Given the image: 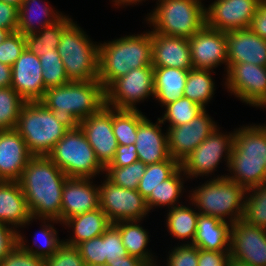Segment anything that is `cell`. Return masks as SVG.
Returning <instances> with one entry per match:
<instances>
[{
    "mask_svg": "<svg viewBox=\"0 0 266 266\" xmlns=\"http://www.w3.org/2000/svg\"><path fill=\"white\" fill-rule=\"evenodd\" d=\"M179 168L180 163L172 157L159 163L148 164L139 181L137 191L147 199L152 190H155L160 183L170 178Z\"/></svg>",
    "mask_w": 266,
    "mask_h": 266,
    "instance_id": "8d00e7d4",
    "label": "cell"
},
{
    "mask_svg": "<svg viewBox=\"0 0 266 266\" xmlns=\"http://www.w3.org/2000/svg\"><path fill=\"white\" fill-rule=\"evenodd\" d=\"M95 266H109L108 264H106V265H95Z\"/></svg>",
    "mask_w": 266,
    "mask_h": 266,
    "instance_id": "be15d7a7",
    "label": "cell"
},
{
    "mask_svg": "<svg viewBox=\"0 0 266 266\" xmlns=\"http://www.w3.org/2000/svg\"><path fill=\"white\" fill-rule=\"evenodd\" d=\"M26 101L12 88H0V130L15 129Z\"/></svg>",
    "mask_w": 266,
    "mask_h": 266,
    "instance_id": "ab89813d",
    "label": "cell"
},
{
    "mask_svg": "<svg viewBox=\"0 0 266 266\" xmlns=\"http://www.w3.org/2000/svg\"><path fill=\"white\" fill-rule=\"evenodd\" d=\"M168 254L166 266H198L199 248L195 245L181 243Z\"/></svg>",
    "mask_w": 266,
    "mask_h": 266,
    "instance_id": "bcb514c9",
    "label": "cell"
},
{
    "mask_svg": "<svg viewBox=\"0 0 266 266\" xmlns=\"http://www.w3.org/2000/svg\"><path fill=\"white\" fill-rule=\"evenodd\" d=\"M33 220L18 181H0V222L18 231Z\"/></svg>",
    "mask_w": 266,
    "mask_h": 266,
    "instance_id": "d4e9b609",
    "label": "cell"
},
{
    "mask_svg": "<svg viewBox=\"0 0 266 266\" xmlns=\"http://www.w3.org/2000/svg\"><path fill=\"white\" fill-rule=\"evenodd\" d=\"M229 252L231 259L251 266H266V229L242 219L232 224Z\"/></svg>",
    "mask_w": 266,
    "mask_h": 266,
    "instance_id": "2e32d148",
    "label": "cell"
},
{
    "mask_svg": "<svg viewBox=\"0 0 266 266\" xmlns=\"http://www.w3.org/2000/svg\"><path fill=\"white\" fill-rule=\"evenodd\" d=\"M68 230L72 229L70 239L63 240L69 245L77 246L83 241L101 236L112 224L106 214L99 207L96 210L85 212L82 215L66 219L63 223Z\"/></svg>",
    "mask_w": 266,
    "mask_h": 266,
    "instance_id": "83f0119b",
    "label": "cell"
},
{
    "mask_svg": "<svg viewBox=\"0 0 266 266\" xmlns=\"http://www.w3.org/2000/svg\"><path fill=\"white\" fill-rule=\"evenodd\" d=\"M218 127L206 109L189 123L168 127L167 142L169 154L181 163Z\"/></svg>",
    "mask_w": 266,
    "mask_h": 266,
    "instance_id": "5bb4252c",
    "label": "cell"
},
{
    "mask_svg": "<svg viewBox=\"0 0 266 266\" xmlns=\"http://www.w3.org/2000/svg\"><path fill=\"white\" fill-rule=\"evenodd\" d=\"M15 130L33 156H47L68 131L41 101H26L23 104Z\"/></svg>",
    "mask_w": 266,
    "mask_h": 266,
    "instance_id": "52a82bcc",
    "label": "cell"
},
{
    "mask_svg": "<svg viewBox=\"0 0 266 266\" xmlns=\"http://www.w3.org/2000/svg\"><path fill=\"white\" fill-rule=\"evenodd\" d=\"M210 70L191 69L188 72L183 96L199 104L206 109V105L213 98L215 81Z\"/></svg>",
    "mask_w": 266,
    "mask_h": 266,
    "instance_id": "e575fe53",
    "label": "cell"
},
{
    "mask_svg": "<svg viewBox=\"0 0 266 266\" xmlns=\"http://www.w3.org/2000/svg\"><path fill=\"white\" fill-rule=\"evenodd\" d=\"M151 54L153 67H174L188 71L193 69L188 38L152 32Z\"/></svg>",
    "mask_w": 266,
    "mask_h": 266,
    "instance_id": "603a6c76",
    "label": "cell"
},
{
    "mask_svg": "<svg viewBox=\"0 0 266 266\" xmlns=\"http://www.w3.org/2000/svg\"><path fill=\"white\" fill-rule=\"evenodd\" d=\"M261 0H214L205 7L206 26L219 31L250 28Z\"/></svg>",
    "mask_w": 266,
    "mask_h": 266,
    "instance_id": "9a60e30c",
    "label": "cell"
},
{
    "mask_svg": "<svg viewBox=\"0 0 266 266\" xmlns=\"http://www.w3.org/2000/svg\"><path fill=\"white\" fill-rule=\"evenodd\" d=\"M99 188L100 208L109 221H143L149 211L146 199L137 191L120 187L106 176ZM143 219V220H142Z\"/></svg>",
    "mask_w": 266,
    "mask_h": 266,
    "instance_id": "7c38bea8",
    "label": "cell"
},
{
    "mask_svg": "<svg viewBox=\"0 0 266 266\" xmlns=\"http://www.w3.org/2000/svg\"><path fill=\"white\" fill-rule=\"evenodd\" d=\"M85 266L106 265L104 257V233L77 245Z\"/></svg>",
    "mask_w": 266,
    "mask_h": 266,
    "instance_id": "ee69618b",
    "label": "cell"
},
{
    "mask_svg": "<svg viewBox=\"0 0 266 266\" xmlns=\"http://www.w3.org/2000/svg\"><path fill=\"white\" fill-rule=\"evenodd\" d=\"M57 52L70 81L98 79L99 43L91 41L77 22L62 31Z\"/></svg>",
    "mask_w": 266,
    "mask_h": 266,
    "instance_id": "ba28073f",
    "label": "cell"
},
{
    "mask_svg": "<svg viewBox=\"0 0 266 266\" xmlns=\"http://www.w3.org/2000/svg\"><path fill=\"white\" fill-rule=\"evenodd\" d=\"M45 266H85V264L78 247L63 241L57 251L45 259Z\"/></svg>",
    "mask_w": 266,
    "mask_h": 266,
    "instance_id": "f6af8a7d",
    "label": "cell"
},
{
    "mask_svg": "<svg viewBox=\"0 0 266 266\" xmlns=\"http://www.w3.org/2000/svg\"><path fill=\"white\" fill-rule=\"evenodd\" d=\"M0 1L12 4L18 8L21 6V3L23 2V0H0Z\"/></svg>",
    "mask_w": 266,
    "mask_h": 266,
    "instance_id": "94428289",
    "label": "cell"
},
{
    "mask_svg": "<svg viewBox=\"0 0 266 266\" xmlns=\"http://www.w3.org/2000/svg\"><path fill=\"white\" fill-rule=\"evenodd\" d=\"M138 160L135 144L118 145L114 159L106 167H126Z\"/></svg>",
    "mask_w": 266,
    "mask_h": 266,
    "instance_id": "816d5d0a",
    "label": "cell"
},
{
    "mask_svg": "<svg viewBox=\"0 0 266 266\" xmlns=\"http://www.w3.org/2000/svg\"><path fill=\"white\" fill-rule=\"evenodd\" d=\"M73 21L64 15L56 23L44 27L41 31L25 36L26 48L37 56H42L52 50H57L62 31Z\"/></svg>",
    "mask_w": 266,
    "mask_h": 266,
    "instance_id": "836d02e7",
    "label": "cell"
},
{
    "mask_svg": "<svg viewBox=\"0 0 266 266\" xmlns=\"http://www.w3.org/2000/svg\"><path fill=\"white\" fill-rule=\"evenodd\" d=\"M234 142V131L220 132L219 126L196 149H194L181 163L180 167L186 179L210 176L223 161L229 167V161Z\"/></svg>",
    "mask_w": 266,
    "mask_h": 266,
    "instance_id": "30bf717a",
    "label": "cell"
},
{
    "mask_svg": "<svg viewBox=\"0 0 266 266\" xmlns=\"http://www.w3.org/2000/svg\"><path fill=\"white\" fill-rule=\"evenodd\" d=\"M231 225L213 216L199 214L192 245L210 251H229Z\"/></svg>",
    "mask_w": 266,
    "mask_h": 266,
    "instance_id": "484cf974",
    "label": "cell"
},
{
    "mask_svg": "<svg viewBox=\"0 0 266 266\" xmlns=\"http://www.w3.org/2000/svg\"><path fill=\"white\" fill-rule=\"evenodd\" d=\"M146 166L138 160L126 167H105L104 174L110 181L120 187L137 190Z\"/></svg>",
    "mask_w": 266,
    "mask_h": 266,
    "instance_id": "b9f144b4",
    "label": "cell"
},
{
    "mask_svg": "<svg viewBox=\"0 0 266 266\" xmlns=\"http://www.w3.org/2000/svg\"><path fill=\"white\" fill-rule=\"evenodd\" d=\"M266 127L250 124L234 129L226 177L246 190L266 183Z\"/></svg>",
    "mask_w": 266,
    "mask_h": 266,
    "instance_id": "3957f363",
    "label": "cell"
},
{
    "mask_svg": "<svg viewBox=\"0 0 266 266\" xmlns=\"http://www.w3.org/2000/svg\"><path fill=\"white\" fill-rule=\"evenodd\" d=\"M0 266H45V259L24 251L17 244L1 260Z\"/></svg>",
    "mask_w": 266,
    "mask_h": 266,
    "instance_id": "c3c4849f",
    "label": "cell"
},
{
    "mask_svg": "<svg viewBox=\"0 0 266 266\" xmlns=\"http://www.w3.org/2000/svg\"><path fill=\"white\" fill-rule=\"evenodd\" d=\"M225 37L228 68L240 63L266 67V40L250 28L227 31Z\"/></svg>",
    "mask_w": 266,
    "mask_h": 266,
    "instance_id": "44dd1931",
    "label": "cell"
},
{
    "mask_svg": "<svg viewBox=\"0 0 266 266\" xmlns=\"http://www.w3.org/2000/svg\"><path fill=\"white\" fill-rule=\"evenodd\" d=\"M191 62L194 69L214 71L216 67L225 64L228 70L227 46L224 31L204 26L192 37L188 38Z\"/></svg>",
    "mask_w": 266,
    "mask_h": 266,
    "instance_id": "e0dca14e",
    "label": "cell"
},
{
    "mask_svg": "<svg viewBox=\"0 0 266 266\" xmlns=\"http://www.w3.org/2000/svg\"><path fill=\"white\" fill-rule=\"evenodd\" d=\"M128 253L122 243L119 230L111 224L104 232V257L106 264L114 262L117 257H125Z\"/></svg>",
    "mask_w": 266,
    "mask_h": 266,
    "instance_id": "7dc6e473",
    "label": "cell"
},
{
    "mask_svg": "<svg viewBox=\"0 0 266 266\" xmlns=\"http://www.w3.org/2000/svg\"><path fill=\"white\" fill-rule=\"evenodd\" d=\"M41 67L39 56L27 48L11 66V87L25 101H40L44 97L46 89Z\"/></svg>",
    "mask_w": 266,
    "mask_h": 266,
    "instance_id": "ffe728a7",
    "label": "cell"
},
{
    "mask_svg": "<svg viewBox=\"0 0 266 266\" xmlns=\"http://www.w3.org/2000/svg\"><path fill=\"white\" fill-rule=\"evenodd\" d=\"M164 108L163 117L161 116L159 119L163 125L168 121V127L189 123L204 110L199 104L186 97H181L175 102L164 106Z\"/></svg>",
    "mask_w": 266,
    "mask_h": 266,
    "instance_id": "f35d334b",
    "label": "cell"
},
{
    "mask_svg": "<svg viewBox=\"0 0 266 266\" xmlns=\"http://www.w3.org/2000/svg\"><path fill=\"white\" fill-rule=\"evenodd\" d=\"M41 0H23L18 8V32L27 36L44 27L50 26L59 21L64 15L62 12L54 10L48 2L40 5ZM46 3V4H45Z\"/></svg>",
    "mask_w": 266,
    "mask_h": 266,
    "instance_id": "4316f807",
    "label": "cell"
},
{
    "mask_svg": "<svg viewBox=\"0 0 266 266\" xmlns=\"http://www.w3.org/2000/svg\"><path fill=\"white\" fill-rule=\"evenodd\" d=\"M225 75V89L242 103L260 108L266 102V67L250 63L233 64Z\"/></svg>",
    "mask_w": 266,
    "mask_h": 266,
    "instance_id": "4fadbf2b",
    "label": "cell"
},
{
    "mask_svg": "<svg viewBox=\"0 0 266 266\" xmlns=\"http://www.w3.org/2000/svg\"><path fill=\"white\" fill-rule=\"evenodd\" d=\"M12 68L11 66L0 63V88L11 87Z\"/></svg>",
    "mask_w": 266,
    "mask_h": 266,
    "instance_id": "9f6ffc18",
    "label": "cell"
},
{
    "mask_svg": "<svg viewBox=\"0 0 266 266\" xmlns=\"http://www.w3.org/2000/svg\"><path fill=\"white\" fill-rule=\"evenodd\" d=\"M33 155L15 130H0V181H18Z\"/></svg>",
    "mask_w": 266,
    "mask_h": 266,
    "instance_id": "7402d4cb",
    "label": "cell"
},
{
    "mask_svg": "<svg viewBox=\"0 0 266 266\" xmlns=\"http://www.w3.org/2000/svg\"><path fill=\"white\" fill-rule=\"evenodd\" d=\"M47 156L67 177L94 179L105 172L80 127L68 130Z\"/></svg>",
    "mask_w": 266,
    "mask_h": 266,
    "instance_id": "9c48e42d",
    "label": "cell"
},
{
    "mask_svg": "<svg viewBox=\"0 0 266 266\" xmlns=\"http://www.w3.org/2000/svg\"><path fill=\"white\" fill-rule=\"evenodd\" d=\"M40 101L53 111L56 119L68 130H74L81 120L105 106V89L98 79L70 81L47 89Z\"/></svg>",
    "mask_w": 266,
    "mask_h": 266,
    "instance_id": "7a4b0ae2",
    "label": "cell"
},
{
    "mask_svg": "<svg viewBox=\"0 0 266 266\" xmlns=\"http://www.w3.org/2000/svg\"><path fill=\"white\" fill-rule=\"evenodd\" d=\"M146 118L138 110L112 109V128L118 145L135 144L138 125Z\"/></svg>",
    "mask_w": 266,
    "mask_h": 266,
    "instance_id": "d590c367",
    "label": "cell"
},
{
    "mask_svg": "<svg viewBox=\"0 0 266 266\" xmlns=\"http://www.w3.org/2000/svg\"><path fill=\"white\" fill-rule=\"evenodd\" d=\"M109 266H147L142 260L127 255L125 257H117L114 262L108 263Z\"/></svg>",
    "mask_w": 266,
    "mask_h": 266,
    "instance_id": "11a10c76",
    "label": "cell"
},
{
    "mask_svg": "<svg viewBox=\"0 0 266 266\" xmlns=\"http://www.w3.org/2000/svg\"><path fill=\"white\" fill-rule=\"evenodd\" d=\"M231 260L229 251L199 249L198 266H228Z\"/></svg>",
    "mask_w": 266,
    "mask_h": 266,
    "instance_id": "681fc988",
    "label": "cell"
},
{
    "mask_svg": "<svg viewBox=\"0 0 266 266\" xmlns=\"http://www.w3.org/2000/svg\"><path fill=\"white\" fill-rule=\"evenodd\" d=\"M0 28L10 32L18 30V7L0 1Z\"/></svg>",
    "mask_w": 266,
    "mask_h": 266,
    "instance_id": "f5cc1de1",
    "label": "cell"
},
{
    "mask_svg": "<svg viewBox=\"0 0 266 266\" xmlns=\"http://www.w3.org/2000/svg\"><path fill=\"white\" fill-rule=\"evenodd\" d=\"M154 98L162 107L184 97L188 70L174 67H153Z\"/></svg>",
    "mask_w": 266,
    "mask_h": 266,
    "instance_id": "f1b7e54d",
    "label": "cell"
},
{
    "mask_svg": "<svg viewBox=\"0 0 266 266\" xmlns=\"http://www.w3.org/2000/svg\"><path fill=\"white\" fill-rule=\"evenodd\" d=\"M216 177L189 191V203L196 206L199 214L234 224L243 218L247 190L226 174Z\"/></svg>",
    "mask_w": 266,
    "mask_h": 266,
    "instance_id": "5b68a950",
    "label": "cell"
},
{
    "mask_svg": "<svg viewBox=\"0 0 266 266\" xmlns=\"http://www.w3.org/2000/svg\"><path fill=\"white\" fill-rule=\"evenodd\" d=\"M250 29L266 40V2L261 1L254 15Z\"/></svg>",
    "mask_w": 266,
    "mask_h": 266,
    "instance_id": "db71d44e",
    "label": "cell"
},
{
    "mask_svg": "<svg viewBox=\"0 0 266 266\" xmlns=\"http://www.w3.org/2000/svg\"><path fill=\"white\" fill-rule=\"evenodd\" d=\"M203 0H157L147 14L151 32L165 36L190 38L206 25Z\"/></svg>",
    "mask_w": 266,
    "mask_h": 266,
    "instance_id": "8992f818",
    "label": "cell"
},
{
    "mask_svg": "<svg viewBox=\"0 0 266 266\" xmlns=\"http://www.w3.org/2000/svg\"><path fill=\"white\" fill-rule=\"evenodd\" d=\"M162 124L159 118L156 123H153L146 117L138 125L135 147L139 161L146 165L159 163L171 157L168 150L167 133H163Z\"/></svg>",
    "mask_w": 266,
    "mask_h": 266,
    "instance_id": "cb8c5ba5",
    "label": "cell"
},
{
    "mask_svg": "<svg viewBox=\"0 0 266 266\" xmlns=\"http://www.w3.org/2000/svg\"><path fill=\"white\" fill-rule=\"evenodd\" d=\"M92 180V181H91ZM100 207L99 188L92 178L68 177L62 190L61 225L71 217Z\"/></svg>",
    "mask_w": 266,
    "mask_h": 266,
    "instance_id": "d6986e66",
    "label": "cell"
},
{
    "mask_svg": "<svg viewBox=\"0 0 266 266\" xmlns=\"http://www.w3.org/2000/svg\"><path fill=\"white\" fill-rule=\"evenodd\" d=\"M195 209V210H194ZM196 208H191L185 206L182 203L173 208L168 209L166 214V227L167 231L175 239L188 240L184 241L187 243L183 244H192L196 235L197 230V220L199 217V212H196ZM190 240V241H189Z\"/></svg>",
    "mask_w": 266,
    "mask_h": 266,
    "instance_id": "4dcf8cb0",
    "label": "cell"
},
{
    "mask_svg": "<svg viewBox=\"0 0 266 266\" xmlns=\"http://www.w3.org/2000/svg\"><path fill=\"white\" fill-rule=\"evenodd\" d=\"M10 31L4 28H0V43L3 42L9 35Z\"/></svg>",
    "mask_w": 266,
    "mask_h": 266,
    "instance_id": "680465c9",
    "label": "cell"
},
{
    "mask_svg": "<svg viewBox=\"0 0 266 266\" xmlns=\"http://www.w3.org/2000/svg\"><path fill=\"white\" fill-rule=\"evenodd\" d=\"M67 178L48 156H33L30 159L18 183L31 218L54 219L61 224L62 190Z\"/></svg>",
    "mask_w": 266,
    "mask_h": 266,
    "instance_id": "6da1fadb",
    "label": "cell"
},
{
    "mask_svg": "<svg viewBox=\"0 0 266 266\" xmlns=\"http://www.w3.org/2000/svg\"><path fill=\"white\" fill-rule=\"evenodd\" d=\"M152 32L99 43L98 80L106 89L132 69L152 66Z\"/></svg>",
    "mask_w": 266,
    "mask_h": 266,
    "instance_id": "277c9868",
    "label": "cell"
},
{
    "mask_svg": "<svg viewBox=\"0 0 266 266\" xmlns=\"http://www.w3.org/2000/svg\"><path fill=\"white\" fill-rule=\"evenodd\" d=\"M143 1L145 2L146 0H112V2H114L113 5L117 6V8H119V6L125 7V5L129 6V5H134V4L137 5L139 3L141 4Z\"/></svg>",
    "mask_w": 266,
    "mask_h": 266,
    "instance_id": "6f0895ef",
    "label": "cell"
},
{
    "mask_svg": "<svg viewBox=\"0 0 266 266\" xmlns=\"http://www.w3.org/2000/svg\"><path fill=\"white\" fill-rule=\"evenodd\" d=\"M79 127L95 151L99 162L104 167L110 164L118 147L112 128V108L105 105L96 114L81 120Z\"/></svg>",
    "mask_w": 266,
    "mask_h": 266,
    "instance_id": "ac0fdd59",
    "label": "cell"
},
{
    "mask_svg": "<svg viewBox=\"0 0 266 266\" xmlns=\"http://www.w3.org/2000/svg\"><path fill=\"white\" fill-rule=\"evenodd\" d=\"M47 222V223H46ZM40 226L42 227L39 230V233H35L33 245L36 247H31L27 244V240L25 241V237L23 236L21 231L18 230V245L26 252L32 253L38 257H42L44 259L51 257L58 249V246L63 242V240L59 239L58 231L53 226L54 223H60L58 220L54 219H41ZM53 223V224H50ZM42 241L41 243H37L36 239ZM37 243V244H36Z\"/></svg>",
    "mask_w": 266,
    "mask_h": 266,
    "instance_id": "d6a6232c",
    "label": "cell"
},
{
    "mask_svg": "<svg viewBox=\"0 0 266 266\" xmlns=\"http://www.w3.org/2000/svg\"><path fill=\"white\" fill-rule=\"evenodd\" d=\"M186 178L183 169L180 167L170 178L163 181L159 186L152 190L150 196L146 199L147 207L154 210V207L168 206V209L180 205L179 198L181 199L184 193V180Z\"/></svg>",
    "mask_w": 266,
    "mask_h": 266,
    "instance_id": "1f68e13d",
    "label": "cell"
},
{
    "mask_svg": "<svg viewBox=\"0 0 266 266\" xmlns=\"http://www.w3.org/2000/svg\"><path fill=\"white\" fill-rule=\"evenodd\" d=\"M242 220L266 229V183L247 190Z\"/></svg>",
    "mask_w": 266,
    "mask_h": 266,
    "instance_id": "74e56055",
    "label": "cell"
},
{
    "mask_svg": "<svg viewBox=\"0 0 266 266\" xmlns=\"http://www.w3.org/2000/svg\"><path fill=\"white\" fill-rule=\"evenodd\" d=\"M18 244V231L0 222V263L1 260Z\"/></svg>",
    "mask_w": 266,
    "mask_h": 266,
    "instance_id": "f907efd6",
    "label": "cell"
},
{
    "mask_svg": "<svg viewBox=\"0 0 266 266\" xmlns=\"http://www.w3.org/2000/svg\"><path fill=\"white\" fill-rule=\"evenodd\" d=\"M139 220L119 221L113 225L119 230L122 243L128 255L142 260L147 266L158 263L152 252L147 249L150 242L147 229H144ZM157 261V262H156Z\"/></svg>",
    "mask_w": 266,
    "mask_h": 266,
    "instance_id": "f546056e",
    "label": "cell"
},
{
    "mask_svg": "<svg viewBox=\"0 0 266 266\" xmlns=\"http://www.w3.org/2000/svg\"><path fill=\"white\" fill-rule=\"evenodd\" d=\"M262 109L266 108V102L261 106Z\"/></svg>",
    "mask_w": 266,
    "mask_h": 266,
    "instance_id": "6125c7cd",
    "label": "cell"
},
{
    "mask_svg": "<svg viewBox=\"0 0 266 266\" xmlns=\"http://www.w3.org/2000/svg\"><path fill=\"white\" fill-rule=\"evenodd\" d=\"M149 96L154 98L153 66L132 69L115 79L105 89V105L117 110H138L136 104Z\"/></svg>",
    "mask_w": 266,
    "mask_h": 266,
    "instance_id": "8fae6325",
    "label": "cell"
},
{
    "mask_svg": "<svg viewBox=\"0 0 266 266\" xmlns=\"http://www.w3.org/2000/svg\"><path fill=\"white\" fill-rule=\"evenodd\" d=\"M45 89L59 87L70 82L64 64L57 50L39 56Z\"/></svg>",
    "mask_w": 266,
    "mask_h": 266,
    "instance_id": "60d3db41",
    "label": "cell"
},
{
    "mask_svg": "<svg viewBox=\"0 0 266 266\" xmlns=\"http://www.w3.org/2000/svg\"><path fill=\"white\" fill-rule=\"evenodd\" d=\"M26 48L25 36L20 32H10L0 43V63L12 66Z\"/></svg>",
    "mask_w": 266,
    "mask_h": 266,
    "instance_id": "7bdbcfd3",
    "label": "cell"
},
{
    "mask_svg": "<svg viewBox=\"0 0 266 266\" xmlns=\"http://www.w3.org/2000/svg\"><path fill=\"white\" fill-rule=\"evenodd\" d=\"M228 266H251L245 262H241L238 260L231 259Z\"/></svg>",
    "mask_w": 266,
    "mask_h": 266,
    "instance_id": "91938a15",
    "label": "cell"
}]
</instances>
